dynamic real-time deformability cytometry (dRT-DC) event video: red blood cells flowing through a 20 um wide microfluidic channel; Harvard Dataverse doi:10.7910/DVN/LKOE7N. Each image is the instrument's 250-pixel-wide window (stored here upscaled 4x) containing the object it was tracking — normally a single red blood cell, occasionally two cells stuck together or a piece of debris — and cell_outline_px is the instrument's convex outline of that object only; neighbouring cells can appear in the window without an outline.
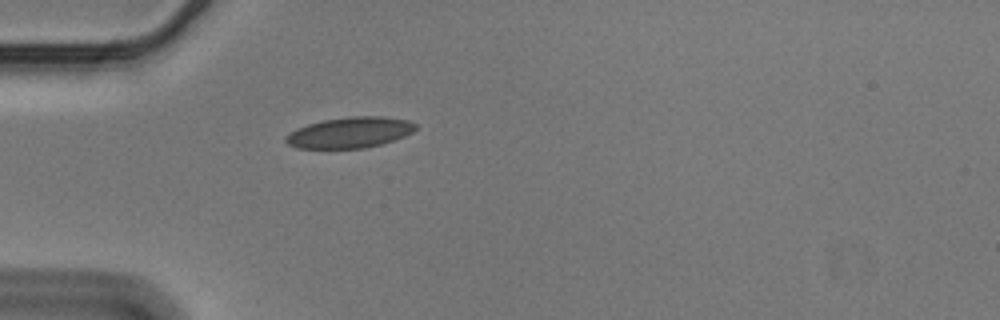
{"species": "Egyptian fruit bat (a non-hibernating species)", "species_latin": "Rousettus aegyptiacus", "temperature_condition": "cold", "stored_images_in_passage": 41, "camera_frame_rate_fps": 3000, "um_per_image_px": 0.085, "animal": {"sex": "male"}, "frame": {"image": 1, "passage_image": 1, "time_ms": 0.0, "image_size_px": [1000, 320], "cell_outline_px": [[416, 128], [412, 132], [404, 136], [380, 144], [364, 148], [296, 148], [288, 144], [284, 140], [284, 136], [296, 128], [308, 124], [324, 120], [348, 116], [384, 116], [408, 120], [416, 124]], "centroid_in_image_um": [29.71, 11.25], "position_along_channel_um": 55.3, "area_um2": 23.29}}
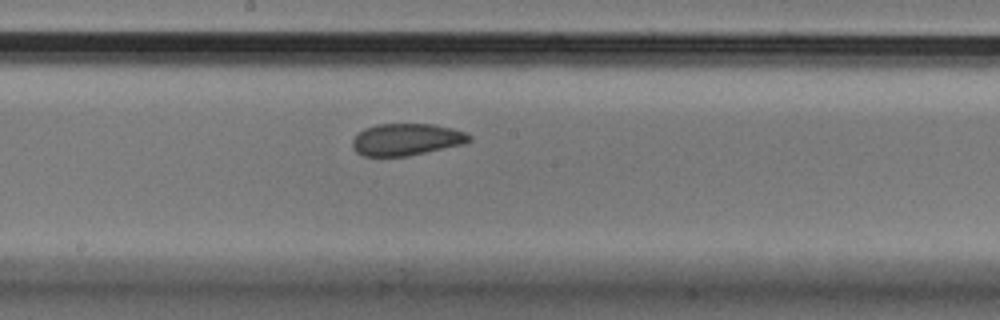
{"frame": {"image": 2, "passage_image": 15, "time_ms": 4.667, "image_size_px": [1000, 320], "cell_outline_px": [[472, 140], [464, 144], [408, 156], [364, 156], [356, 152], [352, 148], [352, 140], [364, 128], [376, 124], [432, 124], [452, 128], [464, 132], [472, 136]], "centroid_in_image_um": [34.55, 11.86], "position_along_channel_um": 213.7, "area_um2": 21.79}}
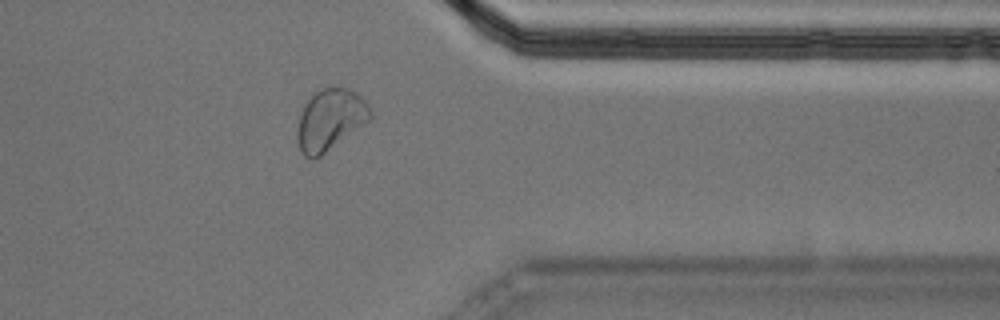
{"frame": {"image": 3, "passage_image": 30, "time_ms": 9.667, "image_size_px": [1000, 320], "cell_outline_px": [[372, 116], [368, 120], [320, 156], [312, 160], [304, 156], [300, 152], [296, 136], [296, 132], [300, 116], [304, 104], [316, 92], [324, 88], [348, 88], [356, 92], [368, 104], [372, 112]], "centroid_in_image_um": [28.03, 10.19], "position_along_channel_um": 383.4, "area_um2": 25.61}, "authors_computed_cell_mechanics": {"area_um2": 23.0622, "velocity_mm_per_s": 3.5507, "shape_relaxation_time_tau1_ms": 3.9439, "shape_relaxation_time_tau2_ms": 2.4556, "deformation_change_tau1": 0.0855, "deformation_change_tau2": 0.0645}}